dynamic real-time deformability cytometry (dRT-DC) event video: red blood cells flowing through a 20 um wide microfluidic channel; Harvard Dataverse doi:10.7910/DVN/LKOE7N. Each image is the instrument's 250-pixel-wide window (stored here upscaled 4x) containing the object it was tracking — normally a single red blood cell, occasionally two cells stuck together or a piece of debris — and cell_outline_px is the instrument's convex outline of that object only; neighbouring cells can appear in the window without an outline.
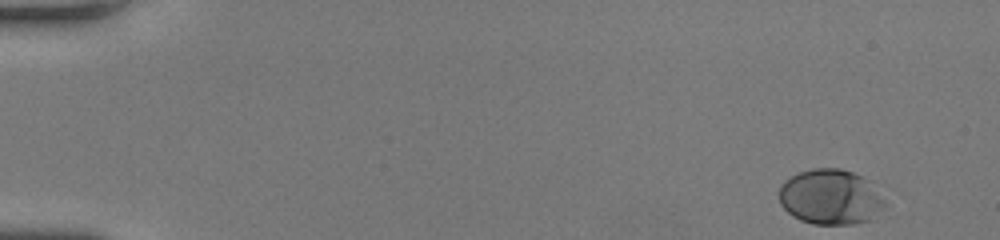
{"species": "human", "species_latin": "Homo sapiens", "temperature_condition": "room temperature", "stored_images_in_passage": 48, "camera_frame_rate_fps": 3000, "um_per_image_px": 0.085, "donor": {"sex": "female"}, "frame": {"image": 1, "passage_image": 1, "time_ms": 0.0, "image_size_px": [1000, 240], "cell_outline_px": [[884, 208], [868, 220], [852, 224], [812, 224], [800, 220], [792, 216], [780, 204], [780, 184], [784, 180], [800, 172], [812, 168], [840, 168], [852, 172], [868, 180], [884, 200]], "centroid_in_image_um": [70.55, 16.74], "position_along_channel_um": 14.4, "area_um2": 33.81}}
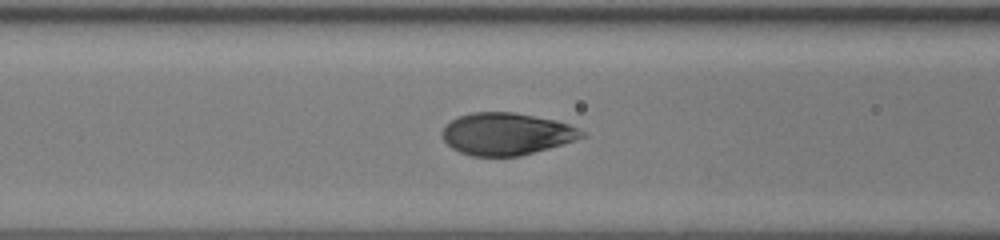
{"frame": {"image": 2, "passage_image": 20, "time_ms": 6.333, "image_size_px": [1000, 240], "cell_outline_px": [[588, 136], [576, 140], [520, 156], [472, 156], [460, 152], [452, 148], [444, 140], [440, 132], [444, 124], [456, 116], [472, 112], [516, 112], [556, 120], [568, 124], [584, 132]], "centroid_in_image_um": [43.01, 11.37], "position_along_channel_um": 123.6, "area_um2": 34.56}}
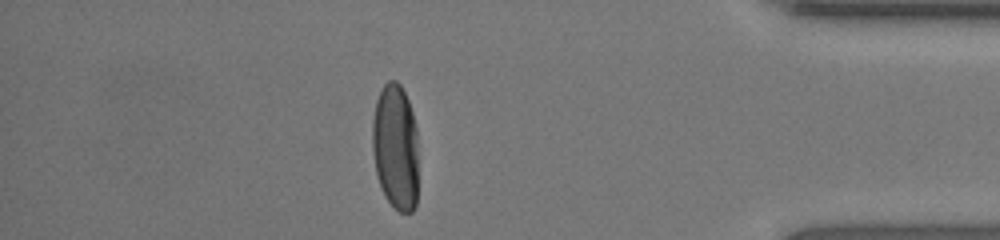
{"frame": {"image": 3, "passage_image": 42, "time_ms": 13.667, "image_size_px": [1000, 240], "cell_outline_px": [[416, 208], [412, 212], [400, 212], [384, 196], [380, 188], [376, 176], [372, 148], [372, 120], [376, 100], [380, 88], [388, 80], [396, 80], [400, 84], [408, 100], [412, 112], [416, 128]], "centroid_in_image_um": [33.58, 12.47], "position_along_channel_um": 401.6, "area_um2": 33.93}, "authors_computed_cell_mechanics": {"area_um2": 34.6511, "velocity_mm_per_s": 4.2304, "shape_relaxation_time_tau1_ms": 3.3852, "shape_relaxation_time_tau2_ms": null, "deformation_change_tau1": 0.1938, "deformation_change_tau2": null}}